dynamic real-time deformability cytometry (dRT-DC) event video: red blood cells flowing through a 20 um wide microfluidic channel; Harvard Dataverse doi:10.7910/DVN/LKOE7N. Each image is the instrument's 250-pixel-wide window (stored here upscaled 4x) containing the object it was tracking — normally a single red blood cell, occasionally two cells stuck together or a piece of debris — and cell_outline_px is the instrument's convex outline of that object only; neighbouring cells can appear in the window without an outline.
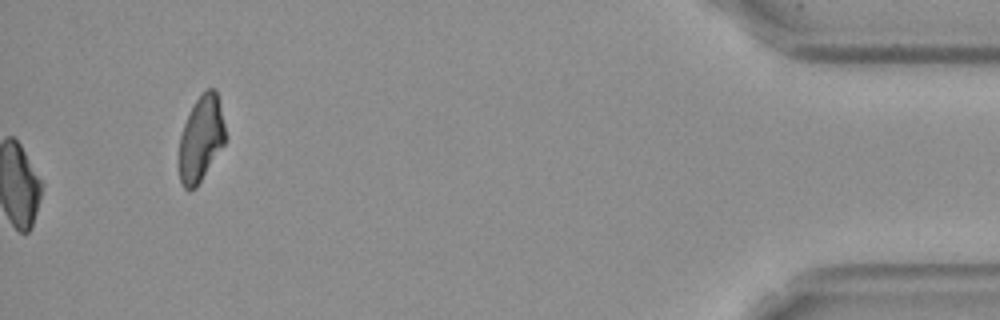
{"species": "Egyptian fruit bat (a non-hibernating species)", "species_latin": "Rousettus aegyptiacus", "temperature_condition": "cold", "stored_images_in_passage": 59, "camera_frame_rate_fps": 3000, "um_per_image_px": 0.085, "frame": {"image": 1, "passage_image": 59, "time_ms": 19.333, "image_size_px": [1000, 320], "cell_outline_px": [[228, 140], [196, 188], [188, 192], [180, 184], [180, 136], [184, 124], [196, 100], [204, 88], [216, 88], [228, 136]], "centroid_in_image_um": [17.13, 11.79], "position_along_channel_um": 418.1, "area_um2": 23.52}, "authors_computed_cell_mechanics": {"area_um2": 23.12, "velocity_mm_per_s": 3.5835, "shape_relaxation_time_tau1_ms": 7.6659, "shape_relaxation_time_tau2_ms": null, "deformation_change_tau1": 0.1499, "deformation_change_tau2": null}}